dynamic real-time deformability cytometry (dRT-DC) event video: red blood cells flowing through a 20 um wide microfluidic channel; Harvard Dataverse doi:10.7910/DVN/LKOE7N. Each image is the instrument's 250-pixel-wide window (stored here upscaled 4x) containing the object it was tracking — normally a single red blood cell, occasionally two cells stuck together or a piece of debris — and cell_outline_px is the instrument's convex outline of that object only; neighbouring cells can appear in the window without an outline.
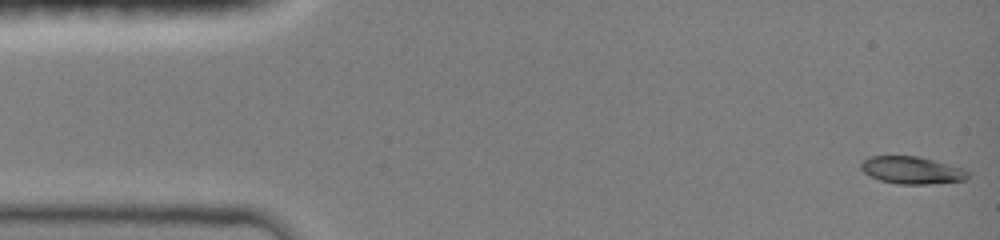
{"species": "common noctule bat (a hibernating species)", "species_latin": "Nyctalus noctula", "temperature_condition": "room temperature", "stored_images_in_passage": 28, "camera_frame_rate_fps": 3000, "um_per_image_px": 0.085, "animal": {"sex": "female", "body_mass_g": 19.0, "forearm_length_mm": 51.5}, "frame": {"image": 1, "passage_image": 1, "time_ms": 0.0, "image_size_px": [1000, 240], "cell_outline_px": [[968, 180], [928, 184], [896, 184], [880, 180], [864, 172], [860, 168], [860, 164], [868, 156], [916, 156], [964, 168], [968, 172]], "centroid_in_image_um": [77.51, 14.47], "position_along_channel_um": 7.5, "area_um2": 16.99}}
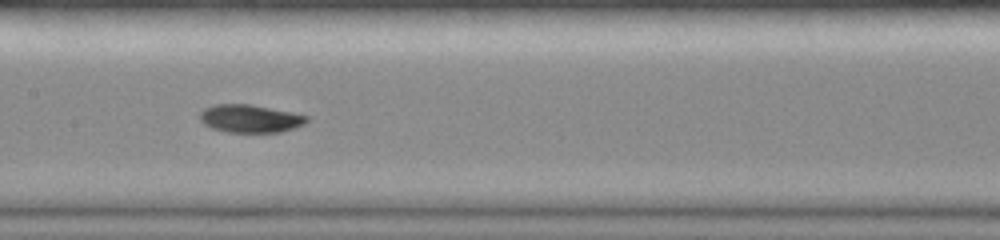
{"frame": {"image": 2, "passage_image": 15, "time_ms": 4.667, "image_size_px": [1000, 240], "cell_outline_px": [[308, 120], [304, 124], [280, 132], [228, 132], [212, 128], [204, 124], [200, 120], [200, 112], [204, 108], [212, 104], [252, 104], [292, 112], [308, 116]], "centroid_in_image_um": [21.24, 10.06], "position_along_channel_um": 186.2, "area_um2": 17.4}}
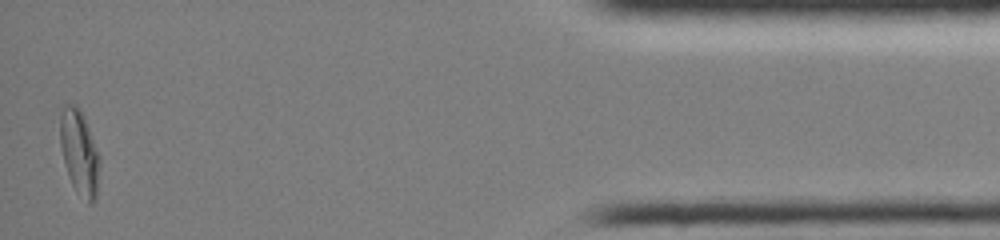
{"frame": {"image": 3, "passage_image": 28, "time_ms": 9.0, "image_size_px": [1000, 240], "cell_outline_px": [[100, 164], [96, 200], [92, 204], [88, 204], [76, 192], [68, 176], [60, 144], [60, 116], [64, 104], [76, 104], [80, 108], [84, 116], [100, 156]], "centroid_in_image_um": [6.76, 12.98], "position_along_channel_um": 428.4, "area_um2": 19.83}}